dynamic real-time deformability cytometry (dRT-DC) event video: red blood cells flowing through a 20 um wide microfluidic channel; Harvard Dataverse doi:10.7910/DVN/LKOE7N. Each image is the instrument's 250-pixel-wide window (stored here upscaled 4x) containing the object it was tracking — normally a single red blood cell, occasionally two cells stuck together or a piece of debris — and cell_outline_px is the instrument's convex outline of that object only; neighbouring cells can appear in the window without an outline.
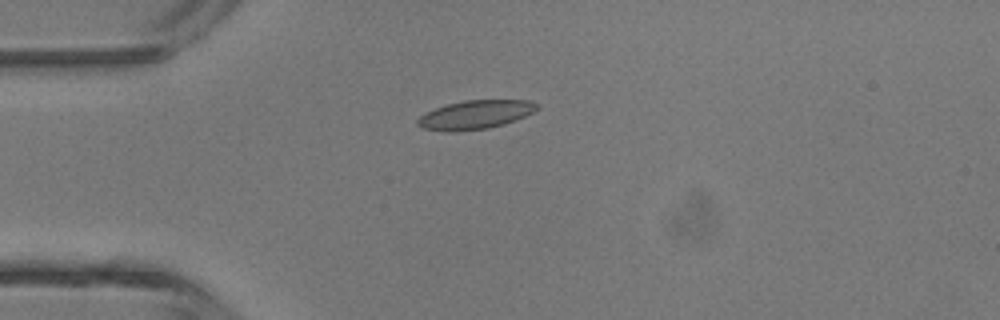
{"species": "common noctule bat (a hibernating species)", "species_latin": "Nyctalus noctula", "temperature_condition": "room temperature", "stored_images_in_passage": 3, "camera_frame_rate_fps": 3000, "um_per_image_px": 0.085, "animal": {"sex": "male", "body_mass_g": 13.3}, "frame": {"image": 1, "passage_image": 2, "time_ms": 1.333, "image_size_px": [1000, 320], "cell_outline_px": [[540, 108], [516, 120], [504, 124], [488, 128], [456, 132], [444, 132], [424, 128], [416, 124], [416, 120], [424, 112], [448, 104], [464, 100], [528, 100], [540, 104]], "centroid_in_image_um": [40.39, 9.75], "position_along_channel_um": 44.6, "area_um2": 20.17}}